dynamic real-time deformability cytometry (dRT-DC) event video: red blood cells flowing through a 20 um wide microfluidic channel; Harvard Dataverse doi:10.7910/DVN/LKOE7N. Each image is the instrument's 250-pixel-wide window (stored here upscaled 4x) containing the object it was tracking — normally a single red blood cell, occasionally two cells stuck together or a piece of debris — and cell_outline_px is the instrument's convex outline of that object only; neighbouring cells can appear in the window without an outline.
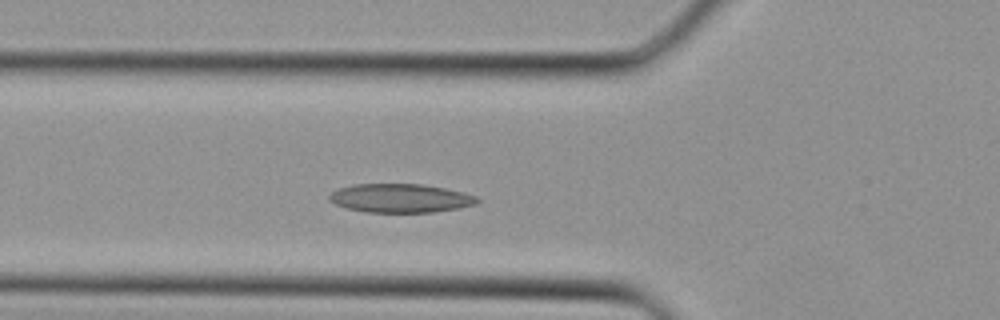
{"species": "Egyptian fruit bat (a non-hibernating species)", "species_latin": "Rousettus aegyptiacus", "temperature_condition": "cold", "stored_images_in_passage": 31, "camera_frame_rate_fps": 3000, "um_per_image_px": 0.085, "animal": {"sex": "female"}, "frame": {"image": 1, "passage_image": 8, "time_ms": 2.333, "image_size_px": [1000, 320], "cell_outline_px": [[480, 200], [476, 204], [456, 208], [432, 212], [364, 212], [348, 208], [336, 204], [328, 200], [328, 196], [332, 192], [340, 188], [352, 184], [424, 184], [464, 192], [476, 196]], "centroid_in_image_um": [34.03, 16.84], "position_along_channel_um": 91.8, "area_um2": 24.68}}
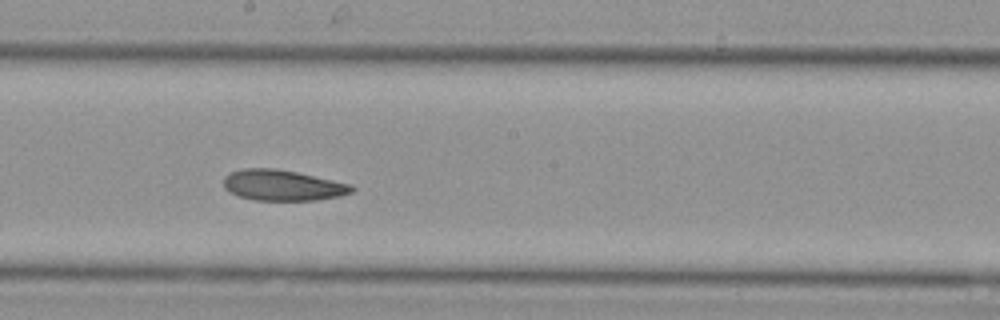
{"frame": {"image": 2, "passage_image": 15, "time_ms": 4.667, "image_size_px": [1000, 320], "cell_outline_px": [[356, 188], [352, 192], [340, 196], [316, 200], [256, 200], [240, 196], [224, 188], [224, 176], [232, 172], [244, 168], [276, 168], [296, 172], [352, 184]], "centroid_in_image_um": [24.06, 15.74], "position_along_channel_um": 224.1, "area_um2": 22.83}}
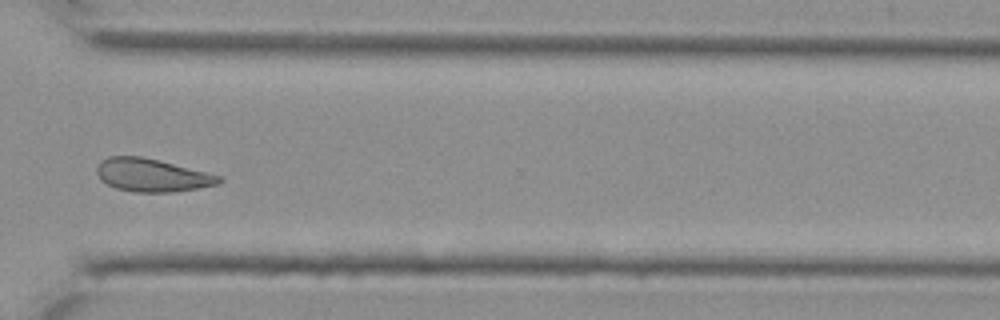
{"frame": {"image": 3, "passage_image": 22, "time_ms": 7.0, "image_size_px": [1000, 320], "cell_outline_px": [[224, 180], [220, 184], [172, 192], [136, 192], [116, 188], [100, 180], [96, 172], [96, 168], [100, 160], [108, 156], [140, 156], [224, 176]], "centroid_in_image_um": [12.92, 14.89], "position_along_channel_um": 357.7, "area_um2": 23.52}}